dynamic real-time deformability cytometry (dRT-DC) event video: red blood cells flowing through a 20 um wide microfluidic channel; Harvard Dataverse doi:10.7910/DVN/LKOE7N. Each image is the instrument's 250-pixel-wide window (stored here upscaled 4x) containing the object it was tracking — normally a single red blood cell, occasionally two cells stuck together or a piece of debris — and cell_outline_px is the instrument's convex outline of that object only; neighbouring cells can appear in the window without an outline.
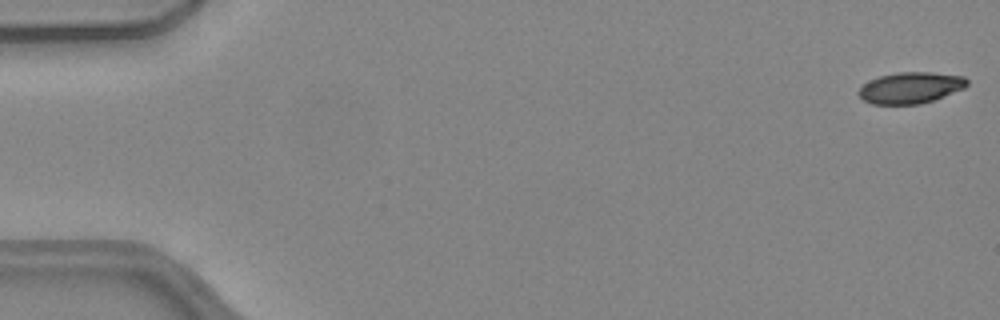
{"species": "common noctule bat (a hibernating species)", "species_latin": "Nyctalus noctula", "temperature_condition": "warm", "stored_images_in_passage": 51, "camera_frame_rate_fps": 3000, "um_per_image_px": 0.085, "animal": {"sex": "female", "body_mass_g": 24.6, "forearm_length_mm": 56.2}, "frame": {"image": 1, "passage_image": 1, "time_ms": 0.0, "image_size_px": [1000, 320], "cell_outline_px": [[968, 84], [964, 88], [932, 100], [920, 104], [872, 104], [864, 100], [856, 92], [868, 80], [880, 76], [896, 72], [932, 72], [964, 76], [968, 80]], "centroid_in_image_um": [77.38, 7.45], "position_along_channel_um": 7.6, "area_um2": 19.71}}
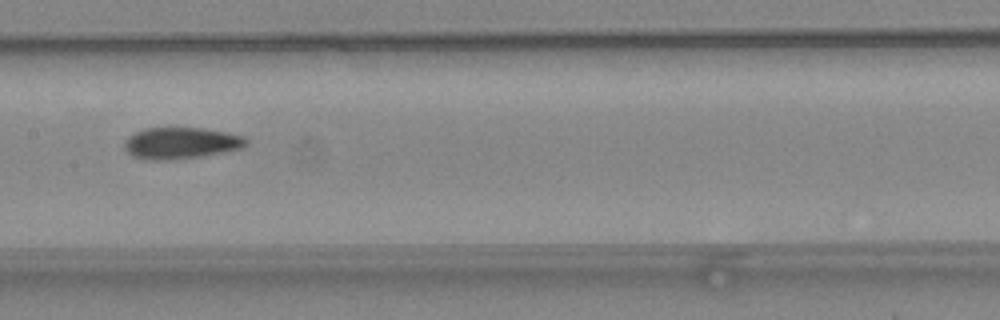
{"frame": {"image": 2, "passage_image": 26, "time_ms": 8.333, "image_size_px": [1000, 320], "cell_outline_px": [[248, 144], [240, 148], [224, 152], [176, 160], [144, 160], [132, 156], [124, 148], [124, 144], [128, 136], [144, 128], [204, 128], [244, 136], [248, 140]], "centroid_in_image_um": [15.36, 12.17], "position_along_channel_um": 192.0, "area_um2": 22.43}}
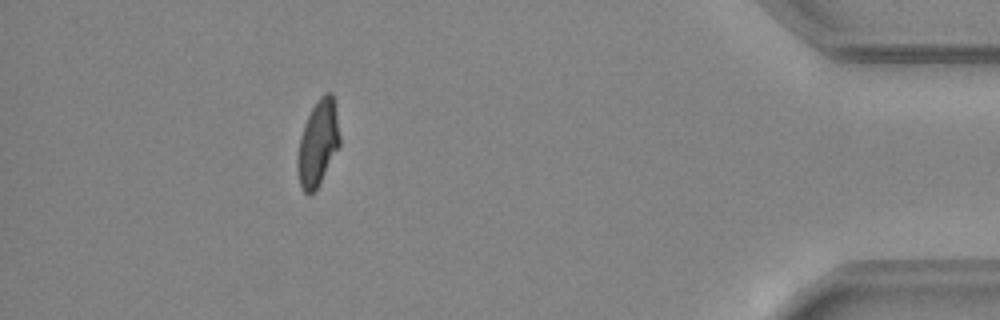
{"frame": {"image": 3, "passage_image": 46, "time_ms": 15.0, "image_size_px": [1000, 320], "cell_outline_px": [[340, 144], [316, 188], [308, 196], [304, 192], [300, 184], [296, 168], [296, 156], [300, 136], [304, 124], [316, 100], [324, 92], [332, 92], [336, 112], [340, 136]], "centroid_in_image_um": [26.99, 12.14], "position_along_channel_um": 408.2, "area_um2": 20.92}, "authors_computed_cell_mechanics": {"area_um2": 21.7906, "velocity_mm_per_s": 4.0607, "shape_relaxation_time_tau1_ms": 7.3218, "shape_relaxation_time_tau2_ms": 2.1291, "deformation_change_tau1": 0.1984, "deformation_change_tau2": 0.0705}}